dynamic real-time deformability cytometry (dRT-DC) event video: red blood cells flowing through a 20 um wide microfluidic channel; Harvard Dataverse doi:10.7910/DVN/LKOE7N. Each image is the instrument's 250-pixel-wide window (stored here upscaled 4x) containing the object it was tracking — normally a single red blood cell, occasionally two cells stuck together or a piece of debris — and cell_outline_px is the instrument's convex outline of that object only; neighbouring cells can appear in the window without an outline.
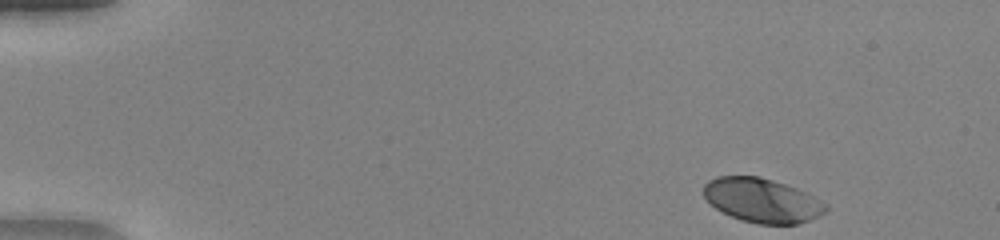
{"species": "human", "species_latin": "Homo sapiens", "temperature_condition": "warm", "stored_images_in_passage": 46, "camera_frame_rate_fps": 3000, "um_per_image_px": 0.085, "donor": {"sex": "female"}, "frame": {"image": 1, "passage_image": 1, "time_ms": 0.0, "image_size_px": [1000, 240], "cell_outline_px": [[828, 212], [820, 216], [796, 224], [756, 224], [740, 220], [716, 208], [704, 196], [704, 184], [708, 180], [716, 176], [760, 176], [796, 188], [828, 204]], "centroid_in_image_um": [64.79, 17.03], "position_along_channel_um": 20.2, "area_um2": 31.39}}
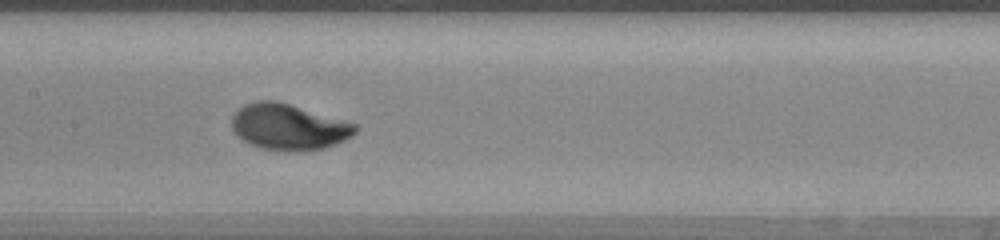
{"frame": {"image": 2, "passage_image": 22, "time_ms": 7.0, "image_size_px": [1000, 240], "cell_outline_px": [[356, 132], [352, 136], [344, 140], [324, 148], [260, 148], [244, 140], [232, 128], [232, 116], [244, 104], [256, 100], [276, 100], [344, 120], [356, 124]], "centroid_in_image_um": [24.52, 10.73], "position_along_channel_um": 182.9, "area_um2": 31.91}}
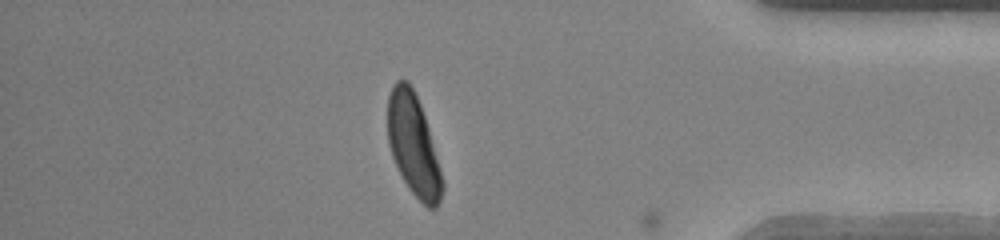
{"frame": {"image": 3, "passage_image": 40, "time_ms": 13.0, "image_size_px": [1000, 240], "cell_outline_px": [[444, 188], [440, 200], [436, 208], [428, 208], [408, 188], [392, 156], [388, 144], [388, 96], [392, 84], [396, 80], [408, 80], [420, 104], [428, 128], [440, 168], [444, 184]], "centroid_in_image_um": [35.13, 12.32], "position_along_channel_um": 400.1, "area_um2": 31.85}, "authors_computed_cell_mechanics": {"area_um2": 32.0501, "velocity_mm_per_s": 4.0645, "shape_relaxation_time_tau1_ms": 2.1507, "shape_relaxation_time_tau2_ms": null, "deformation_change_tau1": 0.1707, "deformation_change_tau2": null}}